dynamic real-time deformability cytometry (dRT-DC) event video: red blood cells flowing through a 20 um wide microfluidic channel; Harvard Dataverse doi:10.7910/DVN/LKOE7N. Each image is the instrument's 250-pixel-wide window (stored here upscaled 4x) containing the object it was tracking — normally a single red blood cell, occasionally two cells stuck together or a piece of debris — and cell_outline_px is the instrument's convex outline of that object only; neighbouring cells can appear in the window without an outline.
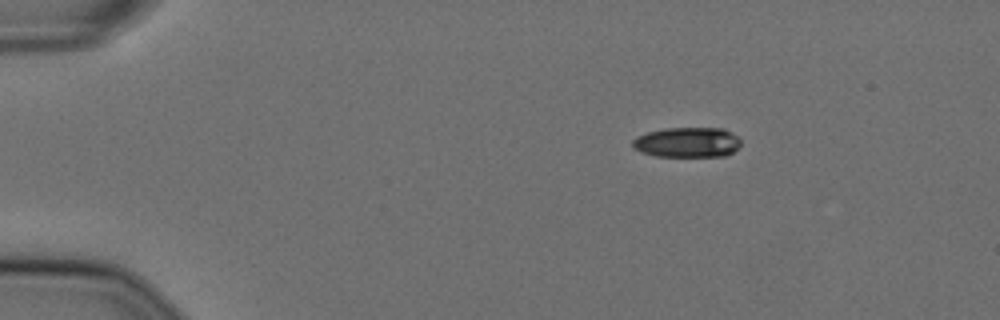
{"species": "Egyptian fruit bat (a non-hibernating species)", "species_latin": "Rousettus aegyptiacus", "temperature_condition": "cold", "stored_images_in_passage": 48, "camera_frame_rate_fps": 3000, "um_per_image_px": 0.085, "animal": {"sex": "female"}, "frame": {"image": 1, "passage_image": 1, "time_ms": 0.0, "image_size_px": [1000, 320], "cell_outline_px": [[740, 144], [732, 152], [724, 156], [656, 156], [640, 152], [632, 148], [632, 140], [636, 136], [648, 132], [664, 128], [724, 128], [732, 132], [740, 140]], "centroid_in_image_um": [58.38, 12.09], "position_along_channel_um": 26.6, "area_um2": 19.07}}
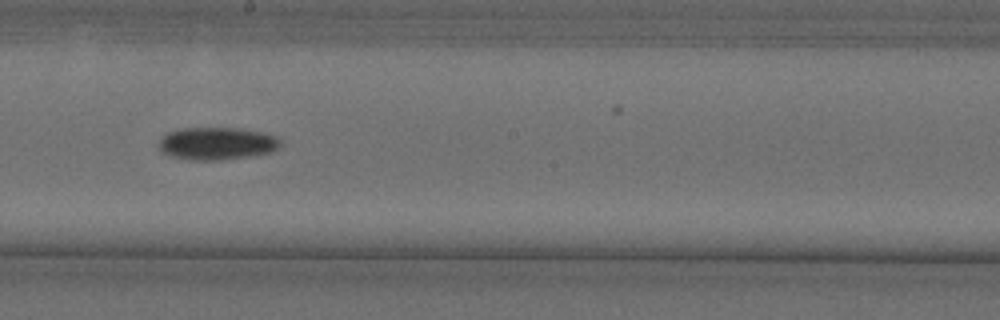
{"frame": {"image": 2, "passage_image": 24, "time_ms": 7.667, "image_size_px": [1000, 320], "cell_outline_px": [[280, 144], [272, 152], [252, 156], [224, 160], [188, 160], [172, 156], [160, 152], [156, 144], [168, 132], [184, 128], [240, 128], [280, 136]], "centroid_in_image_um": [18.43, 12.21], "position_along_channel_um": 229.8, "area_um2": 23.35}}
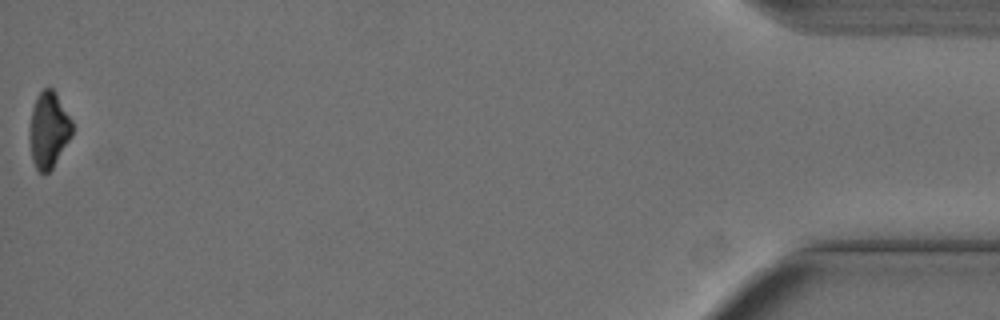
{"frame": {"image": 3, "passage_image": 48, "time_ms": 15.667, "image_size_px": [1000, 320], "cell_outline_px": [[72, 136], [52, 168], [44, 176], [36, 168], [32, 160], [32, 108], [40, 92], [44, 88], [52, 88], [56, 92], [72, 120]], "centroid_in_image_um": [4.19, 11.05], "position_along_channel_um": 431.0, "area_um2": 18.26}, "authors_computed_cell_mechanics": {"area_um2": 21.5016, "velocity_mm_per_s": 3.645, "shape_relaxation_time_tau1_ms": 2.6723, "shape_relaxation_time_tau2_ms": null, "deformation_change_tau1": 0.1214, "deformation_change_tau2": null}}